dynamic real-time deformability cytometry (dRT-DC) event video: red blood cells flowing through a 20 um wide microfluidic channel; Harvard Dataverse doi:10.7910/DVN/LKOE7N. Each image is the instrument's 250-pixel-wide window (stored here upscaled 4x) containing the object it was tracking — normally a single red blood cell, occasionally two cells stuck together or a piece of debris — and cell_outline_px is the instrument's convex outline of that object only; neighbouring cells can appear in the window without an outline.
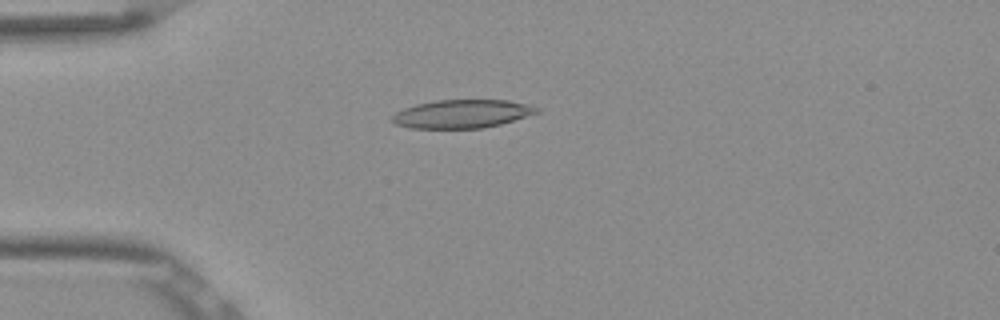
{"species": "Egyptian fruit bat (a non-hibernating species)", "species_latin": "Rousettus aegyptiacus", "temperature_condition": "room temperature", "stored_images_in_passage": 53, "camera_frame_rate_fps": 3000, "um_per_image_px": 0.085, "frame": {"image": 1, "passage_image": 14, "time_ms": 4.333, "image_size_px": [1000, 320], "cell_outline_px": [[540, 112], [500, 124], [484, 128], [408, 128], [396, 124], [392, 120], [392, 116], [396, 112], [404, 108], [416, 104], [436, 100], [508, 100], [528, 104], [540, 108]], "centroid_in_image_um": [39.28, 9.67], "position_along_channel_um": 45.7, "area_um2": 23.87}}
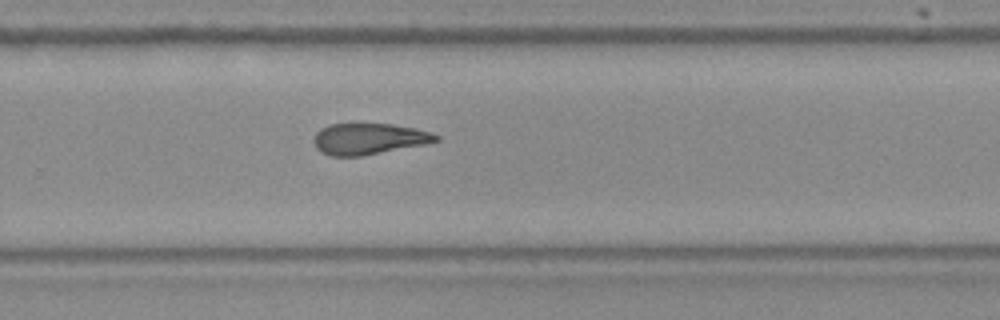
{"frame": {"image": 2, "passage_image": 35, "time_ms": 11.333, "image_size_px": [1000, 320], "cell_outline_px": [[440, 140], [424, 144], [360, 156], [332, 156], [320, 152], [316, 148], [312, 140], [316, 132], [320, 128], [332, 124], [392, 124], [416, 128], [440, 136]], "centroid_in_image_um": [31.31, 11.8], "position_along_channel_um": 298.5, "area_um2": 22.08}}
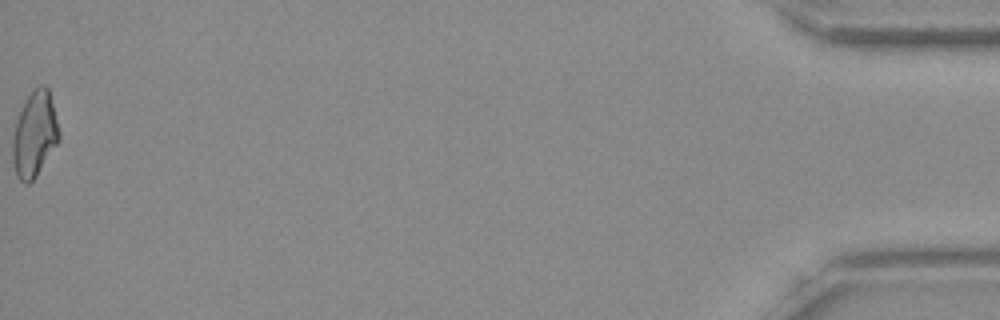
{"frame": {"image": 3, "passage_image": 53, "time_ms": 17.333, "image_size_px": [1000, 320], "cell_outline_px": [[60, 140], [36, 176], [28, 184], [24, 184], [16, 176], [12, 160], [12, 136], [16, 120], [20, 108], [32, 88], [40, 84], [44, 84], [48, 88], [60, 132]], "centroid_in_image_um": [2.92, 11.4], "position_along_channel_um": 432.3, "area_um2": 23.47}, "authors_computed_cell_mechanics": {"area_um2": 23.2934, "velocity_mm_per_s": 3.8745, "shape_relaxation_time_tau1_ms": null, "shape_relaxation_time_tau2_ms": 5.5927, "deformation_change_tau1": null, "deformation_change_tau2": 0.156}}